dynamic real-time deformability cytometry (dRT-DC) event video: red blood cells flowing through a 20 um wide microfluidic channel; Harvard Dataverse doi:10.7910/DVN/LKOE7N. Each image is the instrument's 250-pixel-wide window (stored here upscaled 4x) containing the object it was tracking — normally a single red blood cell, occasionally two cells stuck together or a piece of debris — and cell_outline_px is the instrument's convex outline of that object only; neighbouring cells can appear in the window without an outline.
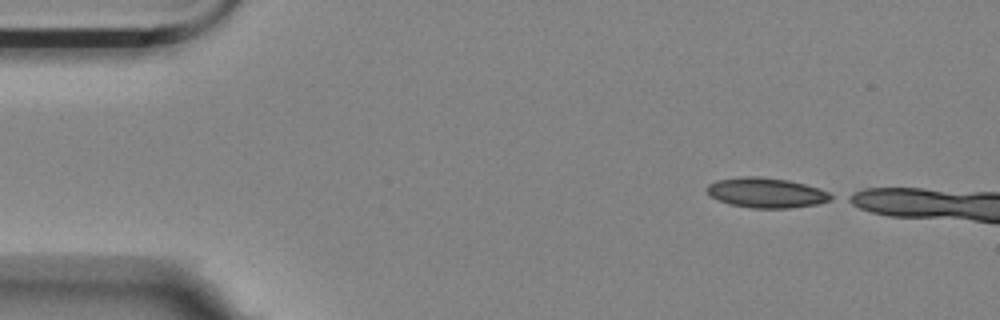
{"species": "Egyptian fruit bat (a non-hibernating species)", "species_latin": "Rousettus aegyptiacus", "temperature_condition": "room temperature", "stored_images_in_passage": 3, "camera_frame_rate_fps": 3000, "um_per_image_px": 0.085, "animal": {"sex": "female"}, "frame": {"image": 1, "passage_image": 1, "time_ms": 0.0, "image_size_px": [1000, 320], "cell_outline_px": [[836, 196], [832, 200], [816, 204], [788, 208], [752, 208], [732, 204], [720, 200], [712, 196], [704, 188], [708, 184], [716, 180], [740, 176], [760, 176], [788, 180], [820, 188]], "centroid_in_image_um": [65.16, 16.37], "position_along_channel_um": 19.8, "area_um2": 21.73}}